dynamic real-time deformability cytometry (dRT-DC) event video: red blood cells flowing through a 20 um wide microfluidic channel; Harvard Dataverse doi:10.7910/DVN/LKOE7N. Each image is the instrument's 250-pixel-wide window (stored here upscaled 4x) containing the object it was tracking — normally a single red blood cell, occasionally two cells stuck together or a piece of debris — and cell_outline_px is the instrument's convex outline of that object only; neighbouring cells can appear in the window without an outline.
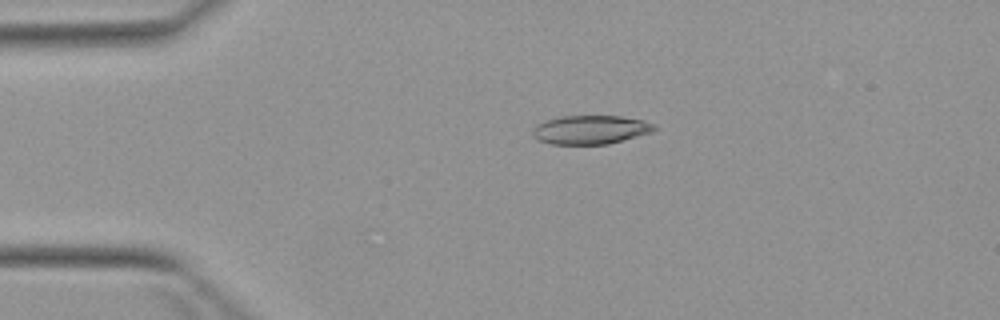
{"species": "Egyptian fruit bat (a non-hibernating species)", "species_latin": "Rousettus aegyptiacus", "temperature_condition": "warm", "stored_images_in_passage": 4, "camera_frame_rate_fps": 3000, "um_per_image_px": 0.085, "animal": {"sex": "female"}, "frame": {"image": 1, "passage_image": 3, "time_ms": 2.667, "image_size_px": [1000, 320], "cell_outline_px": [[660, 128], [652, 132], [608, 144], [552, 144], [536, 140], [532, 136], [532, 128], [536, 124], [544, 120], [560, 116], [620, 116], [644, 120], [656, 124]], "centroid_in_image_um": [50.18, 11.02], "position_along_channel_um": 34.8, "area_um2": 20.75}}